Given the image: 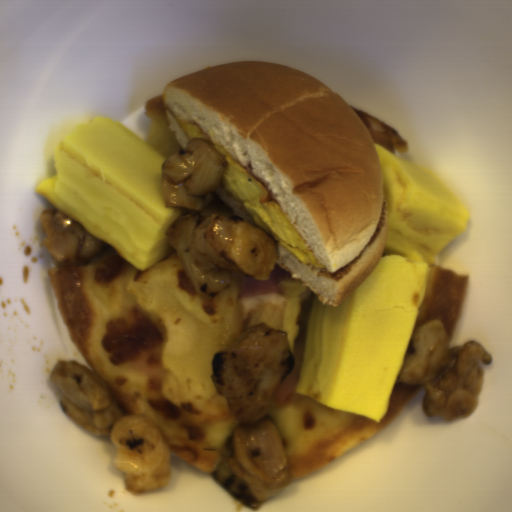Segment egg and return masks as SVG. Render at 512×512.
Here are the masks:
<instances>
[{
    "label": "egg",
    "mask_w": 512,
    "mask_h": 512,
    "mask_svg": "<svg viewBox=\"0 0 512 512\" xmlns=\"http://www.w3.org/2000/svg\"><path fill=\"white\" fill-rule=\"evenodd\" d=\"M214 147L227 160L221 185L253 224L304 263L324 271V264L268 190L221 146Z\"/></svg>",
    "instance_id": "obj_1"
},
{
    "label": "egg",
    "mask_w": 512,
    "mask_h": 512,
    "mask_svg": "<svg viewBox=\"0 0 512 512\" xmlns=\"http://www.w3.org/2000/svg\"><path fill=\"white\" fill-rule=\"evenodd\" d=\"M179 126L181 127L183 133L187 136V138L191 141L193 137H202L205 138L203 133L197 124L186 121L184 119H177ZM206 139V138H205Z\"/></svg>",
    "instance_id": "obj_2"
}]
</instances>
